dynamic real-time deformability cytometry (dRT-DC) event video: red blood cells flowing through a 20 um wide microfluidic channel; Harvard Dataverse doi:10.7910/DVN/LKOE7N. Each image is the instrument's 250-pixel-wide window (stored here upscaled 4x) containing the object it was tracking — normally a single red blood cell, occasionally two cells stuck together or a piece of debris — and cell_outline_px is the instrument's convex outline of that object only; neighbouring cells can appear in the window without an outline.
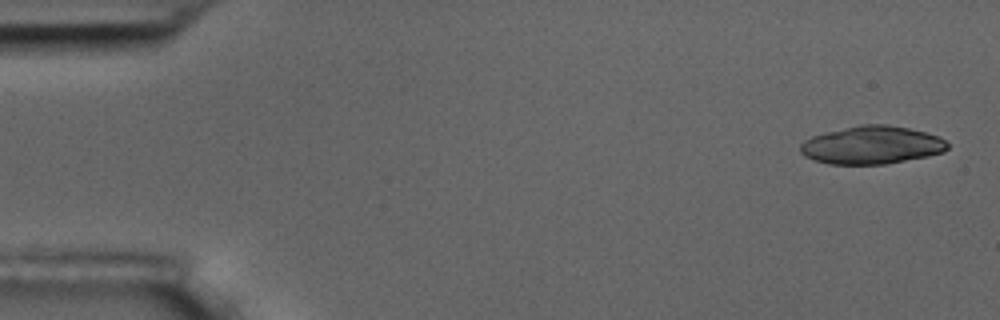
{"species": "common noctule bat (a hibernating species)", "species_latin": "Nyctalus noctula", "temperature_condition": "room temperature", "stored_images_in_passage": 5, "camera_frame_rate_fps": 3000, "um_per_image_px": 0.085, "animal": {"sex": "male", "body_mass_g": 17.5, "forearm_length_mm": 52.3}, "frame": {"image": 1, "passage_image": 1, "time_ms": 0.0, "image_size_px": [1000, 320], "cell_outline_px": [[948, 148], [944, 152], [928, 156], [884, 164], [828, 164], [804, 156], [800, 152], [800, 144], [804, 140], [812, 136], [824, 132], [860, 124], [888, 124], [908, 128], [924, 132], [936, 136], [944, 140], [948, 144]], "centroid_in_image_um": [74.07, 12.32], "position_along_channel_um": 10.9, "area_um2": 32.54}}